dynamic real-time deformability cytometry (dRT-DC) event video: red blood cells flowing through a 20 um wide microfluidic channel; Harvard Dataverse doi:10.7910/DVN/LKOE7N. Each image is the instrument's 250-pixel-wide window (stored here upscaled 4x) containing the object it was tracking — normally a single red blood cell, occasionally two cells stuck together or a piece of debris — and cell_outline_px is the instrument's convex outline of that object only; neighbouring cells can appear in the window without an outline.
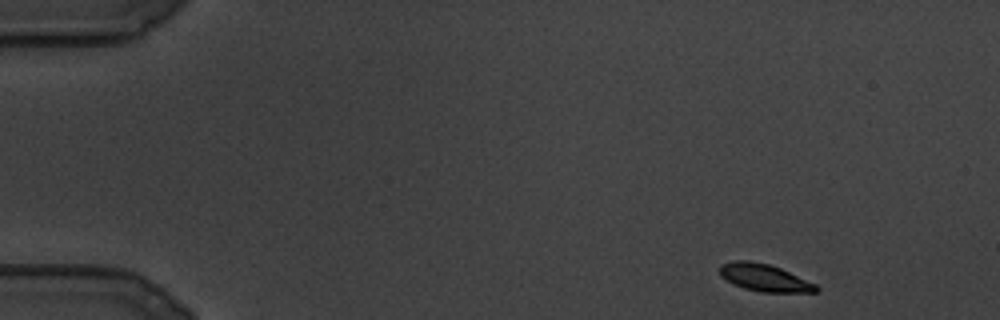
{"species": "common noctule bat (a hibernating species)", "species_latin": "Nyctalus noctula", "temperature_condition": "cold", "stored_images_in_passage": 100, "camera_frame_rate_fps": 3000, "um_per_image_px": 0.085, "animal": {"sex": "male", "body_mass_g": 19.5, "forearm_length_mm": 54.6}, "frame": {"image": 1, "passage_image": 1, "time_ms": 0.0, "image_size_px": [1000, 320], "cell_outline_px": [[820, 288], [816, 292], [760, 292], [744, 288], [732, 284], [720, 276], [720, 264], [732, 260], [748, 260], [768, 264], [780, 268], [816, 284]], "centroid_in_image_um": [64.94, 23.6], "position_along_channel_um": 20.1, "area_um2": 15.37}}
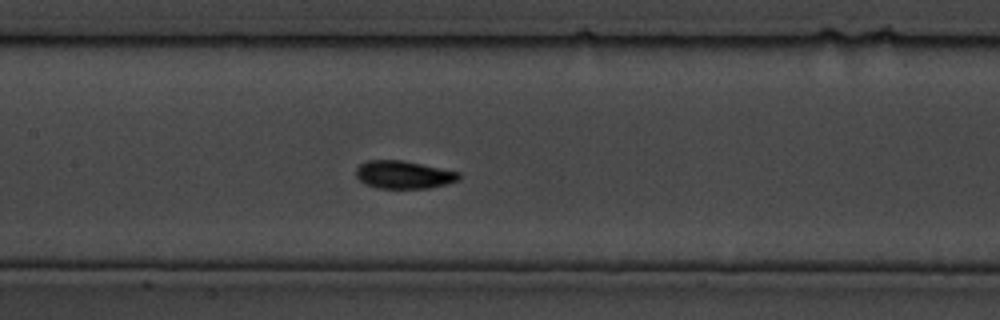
{"frame": {"image": 2, "passage_image": 43, "time_ms": 14.0, "image_size_px": [1000, 320], "cell_outline_px": [[460, 180], [428, 188], [380, 188], [368, 184], [360, 180], [356, 176], [356, 168], [360, 164], [368, 160], [404, 160], [460, 172]], "centroid_in_image_um": [34.33, 14.83], "position_along_channel_um": 173.1, "area_um2": 16.59}}
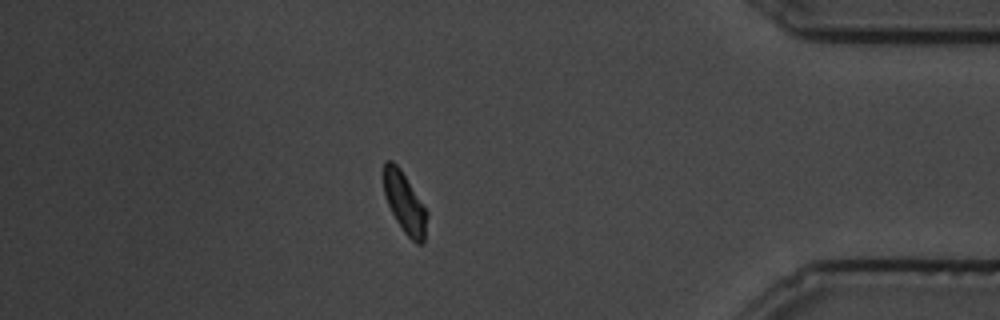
{"frame": {"image": 3, "passage_image": 86, "time_ms": 28.333, "image_size_px": [1000, 320], "cell_outline_px": [[428, 216], [424, 240], [420, 244], [416, 244], [404, 232], [396, 220], [388, 204], [384, 192], [384, 160], [392, 160], [400, 168], [428, 212]], "centroid_in_image_um": [34.4, 17.24], "position_along_channel_um": 400.8, "area_um2": 15.14}}